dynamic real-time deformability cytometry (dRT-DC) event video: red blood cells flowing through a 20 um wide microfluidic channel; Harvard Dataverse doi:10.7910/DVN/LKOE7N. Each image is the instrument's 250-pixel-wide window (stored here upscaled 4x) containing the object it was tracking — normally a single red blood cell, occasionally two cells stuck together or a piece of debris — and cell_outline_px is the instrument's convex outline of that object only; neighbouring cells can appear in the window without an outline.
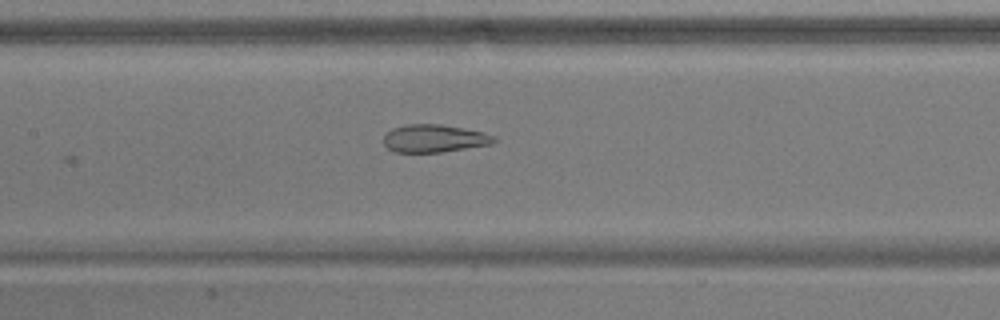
{"species": "common noctule bat (a hibernating species)", "species_latin": "Nyctalus noctula", "temperature_condition": "warm", "stored_images_in_passage": 37, "camera_frame_rate_fps": 3000, "um_per_image_px": 0.085, "animal": {"sex": "male", "body_mass_g": 17.9}, "frame": {"image": 1, "passage_image": 25, "time_ms": 8.0, "image_size_px": [1000, 320], "cell_outline_px": [[496, 140], [492, 144], [440, 152], [396, 152], [388, 148], [384, 144], [384, 136], [392, 128], [404, 124], [440, 124], [464, 128], [484, 132], [496, 136]], "centroid_in_image_um": [36.92, 11.76], "position_along_channel_um": 170.5, "area_um2": 17.86}}
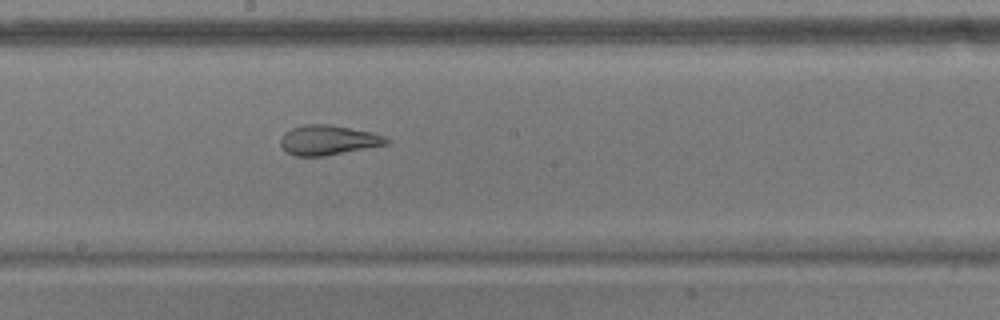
{"frame": {"image": 2, "passage_image": 29, "time_ms": 9.333, "image_size_px": [1000, 320], "cell_outline_px": [[392, 140], [388, 144], [324, 156], [296, 156], [288, 152], [280, 144], [280, 140], [284, 132], [292, 128], [304, 124], [328, 124], [372, 132], [384, 136]], "centroid_in_image_um": [27.91, 11.9], "position_along_channel_um": 220.3, "area_um2": 18.32}}